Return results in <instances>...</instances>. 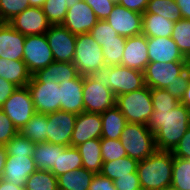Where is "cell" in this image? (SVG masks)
I'll list each match as a JSON object with an SVG mask.
<instances>
[{
    "label": "cell",
    "instance_id": "6da1fadb",
    "mask_svg": "<svg viewBox=\"0 0 190 190\" xmlns=\"http://www.w3.org/2000/svg\"><path fill=\"white\" fill-rule=\"evenodd\" d=\"M83 82L73 63L53 62L32 74L27 88L37 113L62 110L78 115L84 112Z\"/></svg>",
    "mask_w": 190,
    "mask_h": 190
},
{
    "label": "cell",
    "instance_id": "7a4b0ae2",
    "mask_svg": "<svg viewBox=\"0 0 190 190\" xmlns=\"http://www.w3.org/2000/svg\"><path fill=\"white\" fill-rule=\"evenodd\" d=\"M147 127L154 134L157 150L172 151L190 127V109L179 103L170 112L153 111Z\"/></svg>",
    "mask_w": 190,
    "mask_h": 190
},
{
    "label": "cell",
    "instance_id": "3957f363",
    "mask_svg": "<svg viewBox=\"0 0 190 190\" xmlns=\"http://www.w3.org/2000/svg\"><path fill=\"white\" fill-rule=\"evenodd\" d=\"M174 156L171 151L156 150L139 161L137 175L142 190H159L171 184Z\"/></svg>",
    "mask_w": 190,
    "mask_h": 190
},
{
    "label": "cell",
    "instance_id": "277c9868",
    "mask_svg": "<svg viewBox=\"0 0 190 190\" xmlns=\"http://www.w3.org/2000/svg\"><path fill=\"white\" fill-rule=\"evenodd\" d=\"M93 76L103 87L110 88L115 97L145 86L143 72L121 65L104 64Z\"/></svg>",
    "mask_w": 190,
    "mask_h": 190
},
{
    "label": "cell",
    "instance_id": "5b68a950",
    "mask_svg": "<svg viewBox=\"0 0 190 190\" xmlns=\"http://www.w3.org/2000/svg\"><path fill=\"white\" fill-rule=\"evenodd\" d=\"M115 106L128 123L147 125L154 111L151 89L145 85L138 90L116 96Z\"/></svg>",
    "mask_w": 190,
    "mask_h": 190
},
{
    "label": "cell",
    "instance_id": "8992f818",
    "mask_svg": "<svg viewBox=\"0 0 190 190\" xmlns=\"http://www.w3.org/2000/svg\"><path fill=\"white\" fill-rule=\"evenodd\" d=\"M120 141L127 155L138 162L150 157L157 150L154 134L143 124L127 122Z\"/></svg>",
    "mask_w": 190,
    "mask_h": 190
},
{
    "label": "cell",
    "instance_id": "52a82bcc",
    "mask_svg": "<svg viewBox=\"0 0 190 190\" xmlns=\"http://www.w3.org/2000/svg\"><path fill=\"white\" fill-rule=\"evenodd\" d=\"M103 49L89 34L76 37L75 54L72 63L82 76L93 75L104 63Z\"/></svg>",
    "mask_w": 190,
    "mask_h": 190
},
{
    "label": "cell",
    "instance_id": "ba28073f",
    "mask_svg": "<svg viewBox=\"0 0 190 190\" xmlns=\"http://www.w3.org/2000/svg\"><path fill=\"white\" fill-rule=\"evenodd\" d=\"M20 131L36 113L31 94L27 88L18 87L0 108Z\"/></svg>",
    "mask_w": 190,
    "mask_h": 190
},
{
    "label": "cell",
    "instance_id": "9c48e42d",
    "mask_svg": "<svg viewBox=\"0 0 190 190\" xmlns=\"http://www.w3.org/2000/svg\"><path fill=\"white\" fill-rule=\"evenodd\" d=\"M116 97L112 90L103 87L93 75L84 76L83 104L84 111L101 114L115 106Z\"/></svg>",
    "mask_w": 190,
    "mask_h": 190
},
{
    "label": "cell",
    "instance_id": "30bf717a",
    "mask_svg": "<svg viewBox=\"0 0 190 190\" xmlns=\"http://www.w3.org/2000/svg\"><path fill=\"white\" fill-rule=\"evenodd\" d=\"M23 61L31 74L54 62L53 53L45 34L26 36Z\"/></svg>",
    "mask_w": 190,
    "mask_h": 190
},
{
    "label": "cell",
    "instance_id": "8fae6325",
    "mask_svg": "<svg viewBox=\"0 0 190 190\" xmlns=\"http://www.w3.org/2000/svg\"><path fill=\"white\" fill-rule=\"evenodd\" d=\"M187 68V62H149L144 73L145 85L151 88L165 89L177 82L178 76Z\"/></svg>",
    "mask_w": 190,
    "mask_h": 190
},
{
    "label": "cell",
    "instance_id": "7c38bea8",
    "mask_svg": "<svg viewBox=\"0 0 190 190\" xmlns=\"http://www.w3.org/2000/svg\"><path fill=\"white\" fill-rule=\"evenodd\" d=\"M76 119L77 114L62 110L47 114L46 142L64 147L71 146Z\"/></svg>",
    "mask_w": 190,
    "mask_h": 190
},
{
    "label": "cell",
    "instance_id": "4fadbf2b",
    "mask_svg": "<svg viewBox=\"0 0 190 190\" xmlns=\"http://www.w3.org/2000/svg\"><path fill=\"white\" fill-rule=\"evenodd\" d=\"M45 36L53 53L54 62L72 63L77 35L72 34L67 28L58 24L51 25Z\"/></svg>",
    "mask_w": 190,
    "mask_h": 190
},
{
    "label": "cell",
    "instance_id": "5bb4252c",
    "mask_svg": "<svg viewBox=\"0 0 190 190\" xmlns=\"http://www.w3.org/2000/svg\"><path fill=\"white\" fill-rule=\"evenodd\" d=\"M105 21L120 36L127 38L142 34L143 14L128 10L118 3Z\"/></svg>",
    "mask_w": 190,
    "mask_h": 190
},
{
    "label": "cell",
    "instance_id": "9a60e30c",
    "mask_svg": "<svg viewBox=\"0 0 190 190\" xmlns=\"http://www.w3.org/2000/svg\"><path fill=\"white\" fill-rule=\"evenodd\" d=\"M25 36L45 34L51 26L42 8L28 7L8 22Z\"/></svg>",
    "mask_w": 190,
    "mask_h": 190
},
{
    "label": "cell",
    "instance_id": "2e32d148",
    "mask_svg": "<svg viewBox=\"0 0 190 190\" xmlns=\"http://www.w3.org/2000/svg\"><path fill=\"white\" fill-rule=\"evenodd\" d=\"M98 21L92 8L82 0L71 5L61 25L72 34L79 35L89 33Z\"/></svg>",
    "mask_w": 190,
    "mask_h": 190
},
{
    "label": "cell",
    "instance_id": "e0dca14e",
    "mask_svg": "<svg viewBox=\"0 0 190 190\" xmlns=\"http://www.w3.org/2000/svg\"><path fill=\"white\" fill-rule=\"evenodd\" d=\"M102 120L101 114L83 112L77 115L74 130L71 136V146H78L88 140L101 139Z\"/></svg>",
    "mask_w": 190,
    "mask_h": 190
},
{
    "label": "cell",
    "instance_id": "ac0fdd59",
    "mask_svg": "<svg viewBox=\"0 0 190 190\" xmlns=\"http://www.w3.org/2000/svg\"><path fill=\"white\" fill-rule=\"evenodd\" d=\"M149 62H187L171 37H147Z\"/></svg>",
    "mask_w": 190,
    "mask_h": 190
},
{
    "label": "cell",
    "instance_id": "d6986e66",
    "mask_svg": "<svg viewBox=\"0 0 190 190\" xmlns=\"http://www.w3.org/2000/svg\"><path fill=\"white\" fill-rule=\"evenodd\" d=\"M148 63L147 37L144 34L127 37L121 66L143 72Z\"/></svg>",
    "mask_w": 190,
    "mask_h": 190
},
{
    "label": "cell",
    "instance_id": "ffe728a7",
    "mask_svg": "<svg viewBox=\"0 0 190 190\" xmlns=\"http://www.w3.org/2000/svg\"><path fill=\"white\" fill-rule=\"evenodd\" d=\"M37 170L34 159L29 155H8L3 171V179L24 187L28 177Z\"/></svg>",
    "mask_w": 190,
    "mask_h": 190
},
{
    "label": "cell",
    "instance_id": "44dd1931",
    "mask_svg": "<svg viewBox=\"0 0 190 190\" xmlns=\"http://www.w3.org/2000/svg\"><path fill=\"white\" fill-rule=\"evenodd\" d=\"M25 38L8 22H0V58L23 60Z\"/></svg>",
    "mask_w": 190,
    "mask_h": 190
},
{
    "label": "cell",
    "instance_id": "7402d4cb",
    "mask_svg": "<svg viewBox=\"0 0 190 190\" xmlns=\"http://www.w3.org/2000/svg\"><path fill=\"white\" fill-rule=\"evenodd\" d=\"M0 77L17 87H25L31 80L32 74L23 60L0 58Z\"/></svg>",
    "mask_w": 190,
    "mask_h": 190
},
{
    "label": "cell",
    "instance_id": "603a6c76",
    "mask_svg": "<svg viewBox=\"0 0 190 190\" xmlns=\"http://www.w3.org/2000/svg\"><path fill=\"white\" fill-rule=\"evenodd\" d=\"M82 157V165L94 174H100L102 168L101 139L95 138L76 146Z\"/></svg>",
    "mask_w": 190,
    "mask_h": 190
},
{
    "label": "cell",
    "instance_id": "cb8c5ba5",
    "mask_svg": "<svg viewBox=\"0 0 190 190\" xmlns=\"http://www.w3.org/2000/svg\"><path fill=\"white\" fill-rule=\"evenodd\" d=\"M101 120V138L120 139L125 124L127 123L123 113L116 106H114L101 113Z\"/></svg>",
    "mask_w": 190,
    "mask_h": 190
},
{
    "label": "cell",
    "instance_id": "d4e9b609",
    "mask_svg": "<svg viewBox=\"0 0 190 190\" xmlns=\"http://www.w3.org/2000/svg\"><path fill=\"white\" fill-rule=\"evenodd\" d=\"M65 149L62 145H55L49 142L37 143L33 153L34 164L39 170L50 171L57 167L58 153Z\"/></svg>",
    "mask_w": 190,
    "mask_h": 190
},
{
    "label": "cell",
    "instance_id": "484cf974",
    "mask_svg": "<svg viewBox=\"0 0 190 190\" xmlns=\"http://www.w3.org/2000/svg\"><path fill=\"white\" fill-rule=\"evenodd\" d=\"M175 22L161 15L143 13L142 34L146 37H171Z\"/></svg>",
    "mask_w": 190,
    "mask_h": 190
},
{
    "label": "cell",
    "instance_id": "4316f807",
    "mask_svg": "<svg viewBox=\"0 0 190 190\" xmlns=\"http://www.w3.org/2000/svg\"><path fill=\"white\" fill-rule=\"evenodd\" d=\"M95 174L85 168L66 172L57 177L59 190H89Z\"/></svg>",
    "mask_w": 190,
    "mask_h": 190
},
{
    "label": "cell",
    "instance_id": "83f0119b",
    "mask_svg": "<svg viewBox=\"0 0 190 190\" xmlns=\"http://www.w3.org/2000/svg\"><path fill=\"white\" fill-rule=\"evenodd\" d=\"M138 161L129 156L119 158L116 161L103 162L100 174L112 181L124 176H131L137 172Z\"/></svg>",
    "mask_w": 190,
    "mask_h": 190
},
{
    "label": "cell",
    "instance_id": "f1b7e54d",
    "mask_svg": "<svg viewBox=\"0 0 190 190\" xmlns=\"http://www.w3.org/2000/svg\"><path fill=\"white\" fill-rule=\"evenodd\" d=\"M80 168H83V165L79 151L74 146H67L61 153H58L57 167H53L50 171L58 177Z\"/></svg>",
    "mask_w": 190,
    "mask_h": 190
},
{
    "label": "cell",
    "instance_id": "f546056e",
    "mask_svg": "<svg viewBox=\"0 0 190 190\" xmlns=\"http://www.w3.org/2000/svg\"><path fill=\"white\" fill-rule=\"evenodd\" d=\"M47 115L35 113L30 121L19 131L33 143L46 142V129L48 128Z\"/></svg>",
    "mask_w": 190,
    "mask_h": 190
},
{
    "label": "cell",
    "instance_id": "4dcf8cb0",
    "mask_svg": "<svg viewBox=\"0 0 190 190\" xmlns=\"http://www.w3.org/2000/svg\"><path fill=\"white\" fill-rule=\"evenodd\" d=\"M80 1L82 0H46L42 10L51 25H58L62 24L71 5Z\"/></svg>",
    "mask_w": 190,
    "mask_h": 190
},
{
    "label": "cell",
    "instance_id": "1f68e13d",
    "mask_svg": "<svg viewBox=\"0 0 190 190\" xmlns=\"http://www.w3.org/2000/svg\"><path fill=\"white\" fill-rule=\"evenodd\" d=\"M26 190H59L57 177L48 170L37 169L25 181Z\"/></svg>",
    "mask_w": 190,
    "mask_h": 190
},
{
    "label": "cell",
    "instance_id": "d6a6232c",
    "mask_svg": "<svg viewBox=\"0 0 190 190\" xmlns=\"http://www.w3.org/2000/svg\"><path fill=\"white\" fill-rule=\"evenodd\" d=\"M144 13L161 15L172 22L181 19V12L175 0H149Z\"/></svg>",
    "mask_w": 190,
    "mask_h": 190
},
{
    "label": "cell",
    "instance_id": "836d02e7",
    "mask_svg": "<svg viewBox=\"0 0 190 190\" xmlns=\"http://www.w3.org/2000/svg\"><path fill=\"white\" fill-rule=\"evenodd\" d=\"M171 184L177 190H190V159L174 157Z\"/></svg>",
    "mask_w": 190,
    "mask_h": 190
},
{
    "label": "cell",
    "instance_id": "e575fe53",
    "mask_svg": "<svg viewBox=\"0 0 190 190\" xmlns=\"http://www.w3.org/2000/svg\"><path fill=\"white\" fill-rule=\"evenodd\" d=\"M171 38L187 58L190 55V19L181 18L174 23Z\"/></svg>",
    "mask_w": 190,
    "mask_h": 190
},
{
    "label": "cell",
    "instance_id": "d590c367",
    "mask_svg": "<svg viewBox=\"0 0 190 190\" xmlns=\"http://www.w3.org/2000/svg\"><path fill=\"white\" fill-rule=\"evenodd\" d=\"M89 34L99 43L100 46L110 41L126 40V37L118 35L105 20H99L90 30Z\"/></svg>",
    "mask_w": 190,
    "mask_h": 190
},
{
    "label": "cell",
    "instance_id": "8d00e7d4",
    "mask_svg": "<svg viewBox=\"0 0 190 190\" xmlns=\"http://www.w3.org/2000/svg\"><path fill=\"white\" fill-rule=\"evenodd\" d=\"M37 143H33L21 133H17L5 146L8 155L33 156Z\"/></svg>",
    "mask_w": 190,
    "mask_h": 190
},
{
    "label": "cell",
    "instance_id": "74e56055",
    "mask_svg": "<svg viewBox=\"0 0 190 190\" xmlns=\"http://www.w3.org/2000/svg\"><path fill=\"white\" fill-rule=\"evenodd\" d=\"M101 153L103 162L116 161L128 156L120 139L101 138Z\"/></svg>",
    "mask_w": 190,
    "mask_h": 190
},
{
    "label": "cell",
    "instance_id": "f35d334b",
    "mask_svg": "<svg viewBox=\"0 0 190 190\" xmlns=\"http://www.w3.org/2000/svg\"><path fill=\"white\" fill-rule=\"evenodd\" d=\"M28 7L29 0H0V22H10Z\"/></svg>",
    "mask_w": 190,
    "mask_h": 190
},
{
    "label": "cell",
    "instance_id": "ab89813d",
    "mask_svg": "<svg viewBox=\"0 0 190 190\" xmlns=\"http://www.w3.org/2000/svg\"><path fill=\"white\" fill-rule=\"evenodd\" d=\"M104 63L111 66L121 65L122 56L125 49V41H110L102 46Z\"/></svg>",
    "mask_w": 190,
    "mask_h": 190
},
{
    "label": "cell",
    "instance_id": "60d3db41",
    "mask_svg": "<svg viewBox=\"0 0 190 190\" xmlns=\"http://www.w3.org/2000/svg\"><path fill=\"white\" fill-rule=\"evenodd\" d=\"M151 97L154 111L168 110L170 112L180 103V101L172 97L165 89L151 88Z\"/></svg>",
    "mask_w": 190,
    "mask_h": 190
},
{
    "label": "cell",
    "instance_id": "b9f144b4",
    "mask_svg": "<svg viewBox=\"0 0 190 190\" xmlns=\"http://www.w3.org/2000/svg\"><path fill=\"white\" fill-rule=\"evenodd\" d=\"M178 81L174 84H171L165 88V90L175 99L181 101L185 90L188 87L190 81V72L188 68H186L179 76Z\"/></svg>",
    "mask_w": 190,
    "mask_h": 190
},
{
    "label": "cell",
    "instance_id": "7bdbcfd3",
    "mask_svg": "<svg viewBox=\"0 0 190 190\" xmlns=\"http://www.w3.org/2000/svg\"><path fill=\"white\" fill-rule=\"evenodd\" d=\"M19 131L0 109V145H6Z\"/></svg>",
    "mask_w": 190,
    "mask_h": 190
},
{
    "label": "cell",
    "instance_id": "ee69618b",
    "mask_svg": "<svg viewBox=\"0 0 190 190\" xmlns=\"http://www.w3.org/2000/svg\"><path fill=\"white\" fill-rule=\"evenodd\" d=\"M94 11L98 20H106L116 3L111 0H84Z\"/></svg>",
    "mask_w": 190,
    "mask_h": 190
},
{
    "label": "cell",
    "instance_id": "f6af8a7d",
    "mask_svg": "<svg viewBox=\"0 0 190 190\" xmlns=\"http://www.w3.org/2000/svg\"><path fill=\"white\" fill-rule=\"evenodd\" d=\"M113 183L116 190H142L137 172L131 173V176L120 177Z\"/></svg>",
    "mask_w": 190,
    "mask_h": 190
},
{
    "label": "cell",
    "instance_id": "bcb514c9",
    "mask_svg": "<svg viewBox=\"0 0 190 190\" xmlns=\"http://www.w3.org/2000/svg\"><path fill=\"white\" fill-rule=\"evenodd\" d=\"M171 152L174 157L190 159V127Z\"/></svg>",
    "mask_w": 190,
    "mask_h": 190
},
{
    "label": "cell",
    "instance_id": "7dc6e473",
    "mask_svg": "<svg viewBox=\"0 0 190 190\" xmlns=\"http://www.w3.org/2000/svg\"><path fill=\"white\" fill-rule=\"evenodd\" d=\"M89 190H116L113 181L101 174H95L91 181Z\"/></svg>",
    "mask_w": 190,
    "mask_h": 190
},
{
    "label": "cell",
    "instance_id": "c3c4849f",
    "mask_svg": "<svg viewBox=\"0 0 190 190\" xmlns=\"http://www.w3.org/2000/svg\"><path fill=\"white\" fill-rule=\"evenodd\" d=\"M149 0H119L118 4L128 10L143 14L146 11Z\"/></svg>",
    "mask_w": 190,
    "mask_h": 190
},
{
    "label": "cell",
    "instance_id": "681fc988",
    "mask_svg": "<svg viewBox=\"0 0 190 190\" xmlns=\"http://www.w3.org/2000/svg\"><path fill=\"white\" fill-rule=\"evenodd\" d=\"M18 87L0 77V108Z\"/></svg>",
    "mask_w": 190,
    "mask_h": 190
},
{
    "label": "cell",
    "instance_id": "f907efd6",
    "mask_svg": "<svg viewBox=\"0 0 190 190\" xmlns=\"http://www.w3.org/2000/svg\"><path fill=\"white\" fill-rule=\"evenodd\" d=\"M181 12V18L190 19V0H175Z\"/></svg>",
    "mask_w": 190,
    "mask_h": 190
},
{
    "label": "cell",
    "instance_id": "816d5d0a",
    "mask_svg": "<svg viewBox=\"0 0 190 190\" xmlns=\"http://www.w3.org/2000/svg\"><path fill=\"white\" fill-rule=\"evenodd\" d=\"M7 149L5 145H0V180L3 179V171L7 160Z\"/></svg>",
    "mask_w": 190,
    "mask_h": 190
},
{
    "label": "cell",
    "instance_id": "f5cc1de1",
    "mask_svg": "<svg viewBox=\"0 0 190 190\" xmlns=\"http://www.w3.org/2000/svg\"><path fill=\"white\" fill-rule=\"evenodd\" d=\"M0 190H26L24 187L12 184L4 179L0 180Z\"/></svg>",
    "mask_w": 190,
    "mask_h": 190
},
{
    "label": "cell",
    "instance_id": "db71d44e",
    "mask_svg": "<svg viewBox=\"0 0 190 190\" xmlns=\"http://www.w3.org/2000/svg\"><path fill=\"white\" fill-rule=\"evenodd\" d=\"M180 103L184 104L187 108L190 109V81L187 89L185 90L183 97L181 98Z\"/></svg>",
    "mask_w": 190,
    "mask_h": 190
},
{
    "label": "cell",
    "instance_id": "11a10c76",
    "mask_svg": "<svg viewBox=\"0 0 190 190\" xmlns=\"http://www.w3.org/2000/svg\"><path fill=\"white\" fill-rule=\"evenodd\" d=\"M46 0H29L30 7L42 8Z\"/></svg>",
    "mask_w": 190,
    "mask_h": 190
},
{
    "label": "cell",
    "instance_id": "9f6ffc18",
    "mask_svg": "<svg viewBox=\"0 0 190 190\" xmlns=\"http://www.w3.org/2000/svg\"><path fill=\"white\" fill-rule=\"evenodd\" d=\"M159 190H177V189L172 184H170L168 186L160 188Z\"/></svg>",
    "mask_w": 190,
    "mask_h": 190
},
{
    "label": "cell",
    "instance_id": "6f0895ef",
    "mask_svg": "<svg viewBox=\"0 0 190 190\" xmlns=\"http://www.w3.org/2000/svg\"><path fill=\"white\" fill-rule=\"evenodd\" d=\"M186 60H187V68L190 72V55L186 58Z\"/></svg>",
    "mask_w": 190,
    "mask_h": 190
},
{
    "label": "cell",
    "instance_id": "680465c9",
    "mask_svg": "<svg viewBox=\"0 0 190 190\" xmlns=\"http://www.w3.org/2000/svg\"><path fill=\"white\" fill-rule=\"evenodd\" d=\"M111 1H113L116 4L119 2V0H111Z\"/></svg>",
    "mask_w": 190,
    "mask_h": 190
}]
</instances>
